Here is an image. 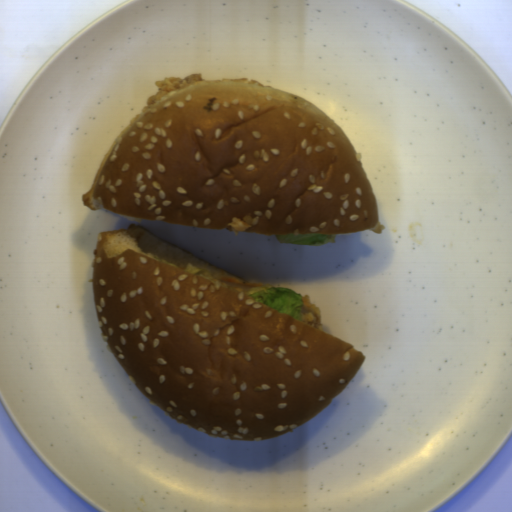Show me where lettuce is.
Listing matches in <instances>:
<instances>
[{
	"instance_id": "lettuce-1",
	"label": "lettuce",
	"mask_w": 512,
	"mask_h": 512,
	"mask_svg": "<svg viewBox=\"0 0 512 512\" xmlns=\"http://www.w3.org/2000/svg\"><path fill=\"white\" fill-rule=\"evenodd\" d=\"M247 295L261 304L269 305L279 313L291 315L296 320L302 321V295L283 287H253L244 291Z\"/></svg>"
},
{
	"instance_id": "lettuce-2",
	"label": "lettuce",
	"mask_w": 512,
	"mask_h": 512,
	"mask_svg": "<svg viewBox=\"0 0 512 512\" xmlns=\"http://www.w3.org/2000/svg\"><path fill=\"white\" fill-rule=\"evenodd\" d=\"M280 244L321 246L337 242L338 234L293 233L273 235Z\"/></svg>"
},
{
	"instance_id": "lettuce-3",
	"label": "lettuce",
	"mask_w": 512,
	"mask_h": 512,
	"mask_svg": "<svg viewBox=\"0 0 512 512\" xmlns=\"http://www.w3.org/2000/svg\"><path fill=\"white\" fill-rule=\"evenodd\" d=\"M183 271L189 272L191 274H194V275H197V276H200V277L212 280V281L214 279L210 270H207V269L201 268V267H197V266H193L190 263L186 265V267L184 268Z\"/></svg>"
}]
</instances>
